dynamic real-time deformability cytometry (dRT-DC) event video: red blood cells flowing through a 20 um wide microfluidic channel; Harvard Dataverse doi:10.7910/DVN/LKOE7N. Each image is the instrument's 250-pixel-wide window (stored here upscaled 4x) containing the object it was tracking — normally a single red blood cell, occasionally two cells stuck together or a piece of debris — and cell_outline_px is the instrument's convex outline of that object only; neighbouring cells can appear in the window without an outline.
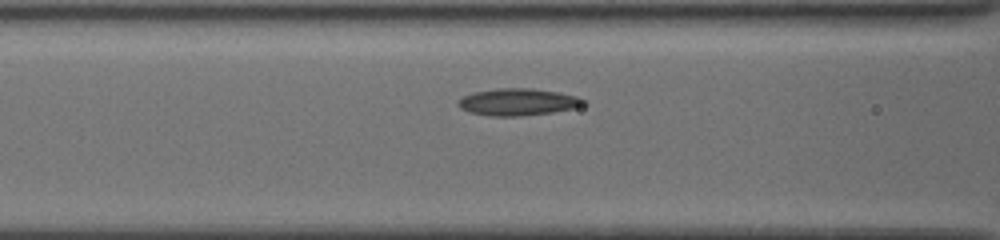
{"species": "common noctule bat (a hibernating species)", "species_latin": "Nyctalus noctula", "temperature_condition": "cold", "stored_images_in_passage": 24, "camera_frame_rate_fps": 3000, "um_per_image_px": 0.085, "animal": {"sex": "female", "body_mass_g": 19.5, "forearm_length_mm": 54.1}, "frame": {"image": 1, "passage_image": 20, "time_ms": 4.667, "image_size_px": [1000, 240], "cell_outline_px": [[588, 104], [572, 108], [552, 112], [520, 116], [492, 116], [468, 112], [460, 108], [456, 104], [456, 100], [472, 92], [496, 88], [532, 88], [560, 92], [576, 96], [588, 100]], "centroid_in_image_um": [44.01, 8.66], "position_along_channel_um": 122.6, "area_um2": 20.0}}